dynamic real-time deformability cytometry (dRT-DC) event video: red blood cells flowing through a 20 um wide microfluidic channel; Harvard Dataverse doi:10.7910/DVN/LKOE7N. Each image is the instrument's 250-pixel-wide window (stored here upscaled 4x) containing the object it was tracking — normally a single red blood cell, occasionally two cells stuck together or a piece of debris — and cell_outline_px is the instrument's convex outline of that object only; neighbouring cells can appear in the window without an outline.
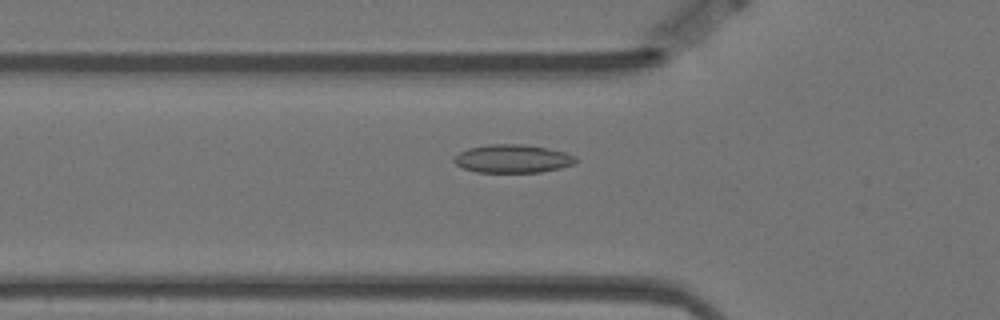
{"species": "Egyptian fruit bat (a non-hibernating species)", "species_latin": "Rousettus aegyptiacus", "temperature_condition": "warm", "stored_images_in_passage": 40, "camera_frame_rate_fps": 3000, "um_per_image_px": 0.085, "animal": {"sex": "female"}, "frame": {"image": 1, "passage_image": 15, "time_ms": 4.667, "image_size_px": [1000, 320], "cell_outline_px": [[580, 160], [576, 164], [560, 168], [540, 172], [476, 172], [464, 168], [456, 164], [452, 160], [460, 152], [468, 148], [488, 144], [524, 144], [548, 148], [564, 152], [576, 156]], "centroid_in_image_um": [43.62, 13.48], "position_along_channel_um": 82.2, "area_um2": 20.17}}
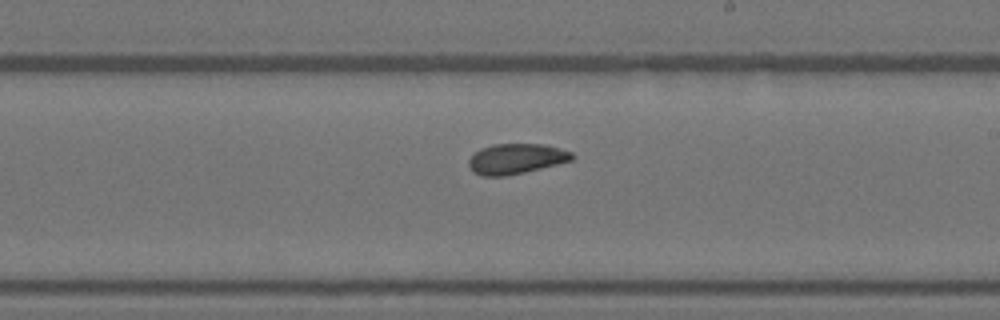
{"frame": {"image": 2, "passage_image": 29, "time_ms": 9.333, "image_size_px": [1000, 320], "cell_outline_px": [[576, 156], [572, 160], [524, 172], [504, 176], [480, 176], [468, 164], [468, 160], [480, 148], [492, 144], [544, 144], [560, 148], [572, 152]], "centroid_in_image_um": [43.89, 13.48], "position_along_channel_um": 245.1, "area_um2": 18.09}}
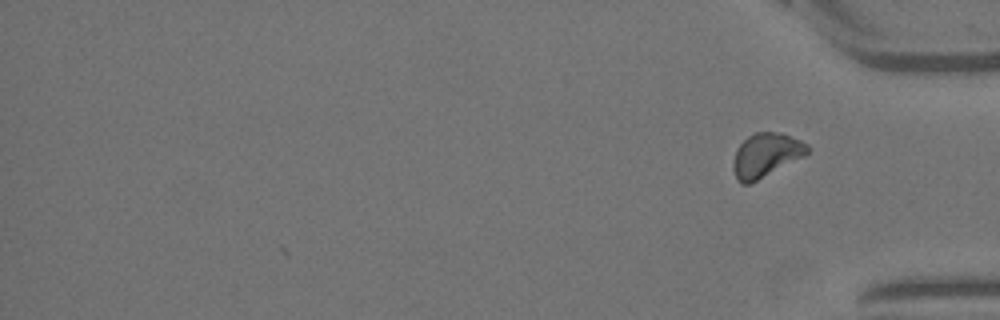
{"frame": {"image": 3, "passage_image": 40, "time_ms": 13.0, "image_size_px": [1000, 320], "cell_outline_px": [[808, 152], [804, 156], [748, 184], [740, 184], [736, 180], [732, 168], [732, 164], [736, 148], [748, 136], [756, 132], [780, 132], [800, 140], [808, 144]], "centroid_in_image_um": [65.06, 13.18], "position_along_channel_um": 370.1, "area_um2": 18.84}, "authors_computed_cell_mechanics": {"area_um2": 18.6983, "velocity_mm_per_s": 3.4699, "shape_relaxation_time_tau1_ms": 7.9948, "shape_relaxation_time_tau2_ms": 8.2996, "deformation_change_tau1": 0.1169, "deformation_change_tau2": 0.0926}}